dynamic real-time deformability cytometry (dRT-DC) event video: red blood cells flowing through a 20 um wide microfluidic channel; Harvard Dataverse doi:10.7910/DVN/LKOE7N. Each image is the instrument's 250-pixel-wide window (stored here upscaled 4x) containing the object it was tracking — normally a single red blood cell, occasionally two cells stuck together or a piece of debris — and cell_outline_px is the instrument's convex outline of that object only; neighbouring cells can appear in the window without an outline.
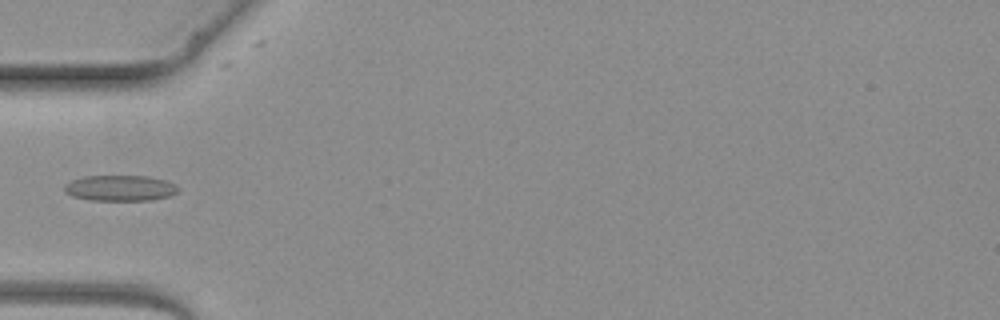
{"species": "common noctule bat (a hibernating species)", "species_latin": "Nyctalus noctula", "temperature_condition": "warm", "stored_images_in_passage": 4, "camera_frame_rate_fps": 3000, "um_per_image_px": 0.085, "animal": {"sex": "female", "body_mass_g": 19.3, "forearm_length_mm": 54.1}, "frame": {"image": 1, "passage_image": 4, "time_ms": 3.667, "image_size_px": [1000, 320], "cell_outline_px": [[180, 188], [172, 196], [152, 200], [88, 200], [72, 196], [64, 192], [64, 184], [72, 180], [84, 176], [148, 176], [164, 180], [176, 184]], "centroid_in_image_um": [10.21, 15.99], "position_along_channel_um": 74.8, "area_um2": 17.22}}